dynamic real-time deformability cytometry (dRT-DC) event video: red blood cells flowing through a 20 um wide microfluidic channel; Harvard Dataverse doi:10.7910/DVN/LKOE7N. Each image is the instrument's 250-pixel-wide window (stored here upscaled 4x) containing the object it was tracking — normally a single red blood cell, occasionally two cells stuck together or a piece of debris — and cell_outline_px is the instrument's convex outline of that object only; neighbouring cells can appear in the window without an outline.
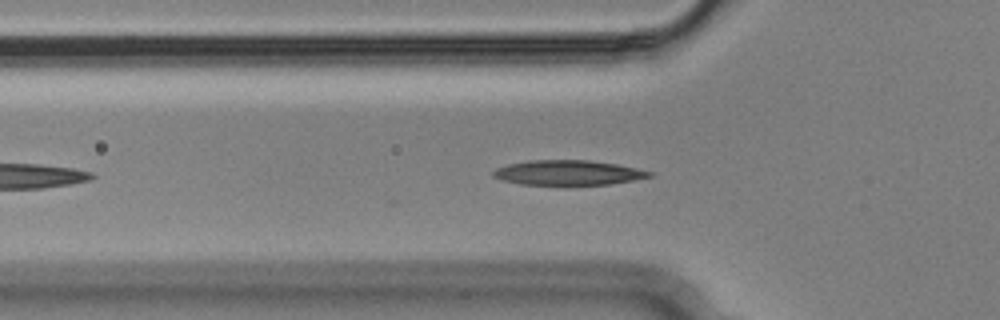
{"species": "Egyptian fruit bat (a non-hibernating species)", "species_latin": "Rousettus aegyptiacus", "temperature_condition": "cold", "stored_images_in_passage": 21, "camera_frame_rate_fps": 3000, "um_per_image_px": 0.085, "animal": {"sex": "male"}, "frame": {"image": 1, "passage_image": 2, "time_ms": 0.333, "image_size_px": [1000, 320], "cell_outline_px": [[652, 176], [632, 180], [608, 184], [520, 184], [504, 180], [492, 176], [492, 172], [496, 168], [508, 164], [528, 160], [588, 160], [616, 164], [636, 168], [652, 172]], "centroid_in_image_um": [48.25, 14.66], "position_along_channel_um": 77.5, "area_um2": 22.25}}
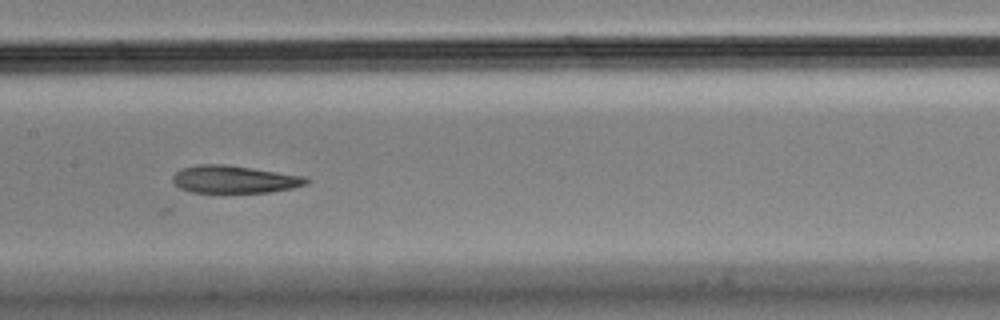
{"frame": {"image": 2, "passage_image": 11, "time_ms": 3.333, "image_size_px": [1000, 320], "cell_outline_px": [[308, 184], [292, 188], [268, 192], [192, 192], [180, 188], [172, 180], [172, 176], [176, 172], [184, 168], [196, 164], [228, 164], [304, 176], [308, 180]], "centroid_in_image_um": [19.91, 15.23], "position_along_channel_um": 187.5, "area_um2": 21.33}}
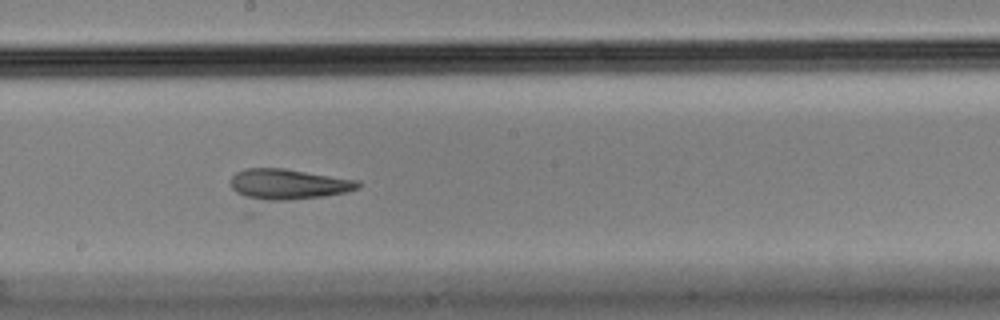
{"frame": {"image": 3, "passage_image": 14, "time_ms": 4.333, "image_size_px": [1000, 320], "cell_outline_px": [[360, 188], [252, 216], [244, 216], [232, 188], [232, 176], [236, 172], [248, 168], [284, 168], [360, 180]], "centroid_in_image_um": [24.15, 16.01], "position_along_channel_um": 224.0, "area_um2": 28.61}}